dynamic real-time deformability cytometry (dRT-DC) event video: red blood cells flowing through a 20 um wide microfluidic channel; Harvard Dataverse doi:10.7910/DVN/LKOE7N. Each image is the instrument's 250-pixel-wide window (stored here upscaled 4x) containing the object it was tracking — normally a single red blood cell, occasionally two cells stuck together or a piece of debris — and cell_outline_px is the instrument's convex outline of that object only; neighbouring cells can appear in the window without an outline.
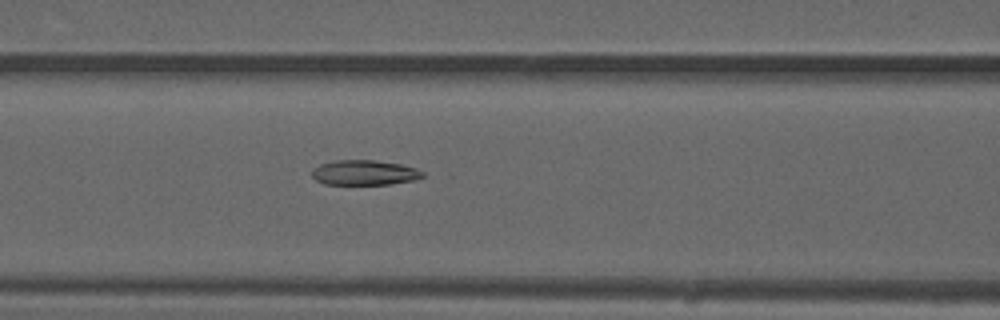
{"species": "common noctule bat (a hibernating species)", "species_latin": "Nyctalus noctula", "temperature_condition": "warm", "stored_images_in_passage": 51, "camera_frame_rate_fps": 3000, "um_per_image_px": 0.085, "animal": {"sex": "male", "forearm_length_mm": 52.5}, "frame": {"image": 1, "passage_image": 22, "time_ms": 7.0, "image_size_px": [1000, 320], "cell_outline_px": [[424, 176], [412, 180], [392, 184], [324, 184], [316, 180], [312, 176], [312, 168], [320, 164], [336, 160], [376, 160], [400, 164], [416, 168], [424, 172]], "centroid_in_image_um": [30.96, 14.67], "position_along_channel_um": 135.6, "area_um2": 16.13}}
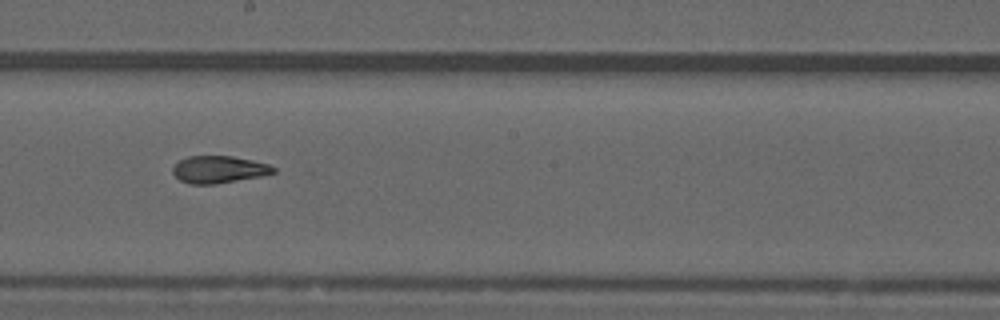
{"frame": {"image": 2, "passage_image": 29, "time_ms": 9.333, "image_size_px": [1000, 320], "cell_outline_px": [[276, 172], [260, 176], [216, 184], [188, 184], [180, 180], [172, 172], [172, 168], [180, 160], [188, 156], [232, 156], [252, 160], [268, 164], [276, 168]], "centroid_in_image_um": [18.59, 14.41], "position_along_channel_um": 229.6, "area_um2": 15.9}}
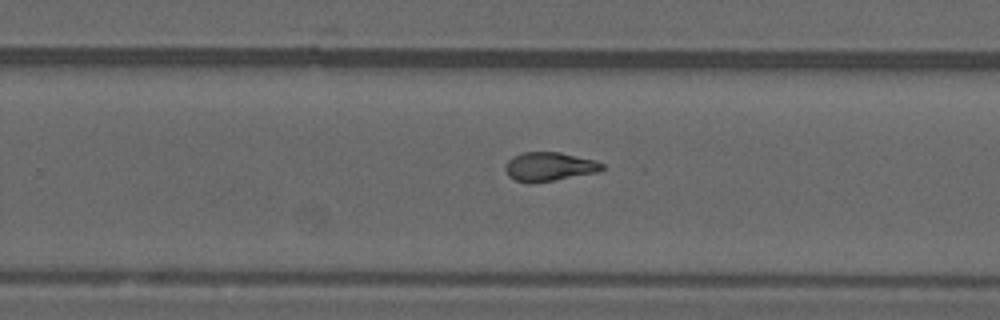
{"frame": {"image": 3, "passage_image": 33, "time_ms": 10.667, "image_size_px": [1000, 320], "cell_outline_px": [[604, 168], [600, 172], [552, 180], [516, 180], [508, 176], [504, 168], [508, 160], [512, 156], [524, 152], [560, 152], [596, 160], [604, 164]], "centroid_in_image_um": [46.74, 14.12], "position_along_channel_um": 283.1, "area_um2": 15.9}, "authors_computed_cell_mechanics": {"area_um2": 17.3978, "velocity_mm_per_s": 4.0352, "shape_relaxation_time_tau1_ms": null, "shape_relaxation_time_tau2_ms": 2.3734, "deformation_change_tau1": null, "deformation_change_tau2": 0.0982}}